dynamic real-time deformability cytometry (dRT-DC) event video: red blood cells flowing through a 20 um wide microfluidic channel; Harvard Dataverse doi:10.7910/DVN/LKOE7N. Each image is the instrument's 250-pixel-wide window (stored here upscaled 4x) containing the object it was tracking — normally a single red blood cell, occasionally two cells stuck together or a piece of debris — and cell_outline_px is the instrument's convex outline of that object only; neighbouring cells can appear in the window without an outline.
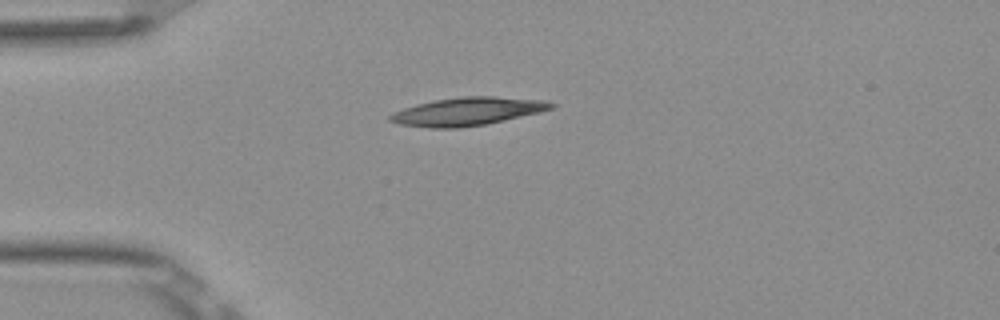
{"species": "Egyptian fruit bat (a non-hibernating species)", "species_latin": "Rousettus aegyptiacus", "temperature_condition": "room temperature", "stored_images_in_passage": 5, "camera_frame_rate_fps": 3000, "um_per_image_px": 0.085, "frame": {"image": 1, "passage_image": 1, "time_ms": 0.0, "image_size_px": [1000, 320], "cell_outline_px": [[556, 104], [552, 108], [504, 120], [484, 124], [456, 128], [432, 128], [400, 124], [388, 120], [388, 116], [392, 112], [416, 104], [436, 100], [460, 96], [496, 96], [544, 100]], "centroid_in_image_um": [39.68, 9.46], "position_along_channel_um": 45.3, "area_um2": 26.07}}
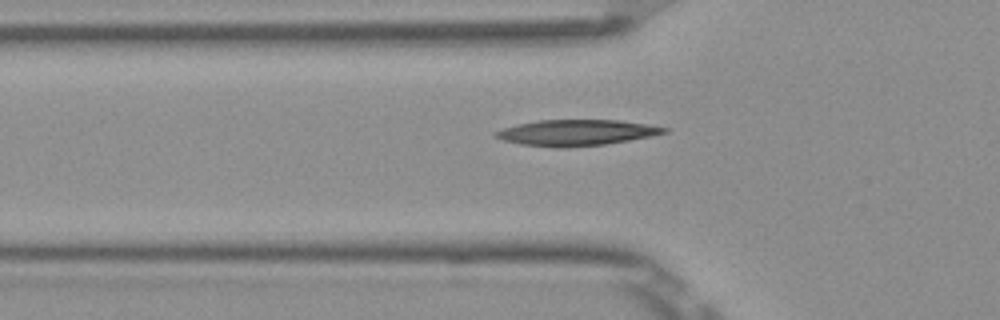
{"frame": {"image": 2, "passage_image": 5, "time_ms": 1.333, "image_size_px": [1000, 320], "cell_outline_px": [[668, 132], [628, 140], [604, 144], [564, 148], [560, 148], [520, 144], [504, 140], [492, 136], [492, 132], [516, 124], [536, 120], [620, 120], [668, 128]], "centroid_in_image_um": [48.91, 11.27], "position_along_channel_um": 76.9, "area_um2": 25.32}}